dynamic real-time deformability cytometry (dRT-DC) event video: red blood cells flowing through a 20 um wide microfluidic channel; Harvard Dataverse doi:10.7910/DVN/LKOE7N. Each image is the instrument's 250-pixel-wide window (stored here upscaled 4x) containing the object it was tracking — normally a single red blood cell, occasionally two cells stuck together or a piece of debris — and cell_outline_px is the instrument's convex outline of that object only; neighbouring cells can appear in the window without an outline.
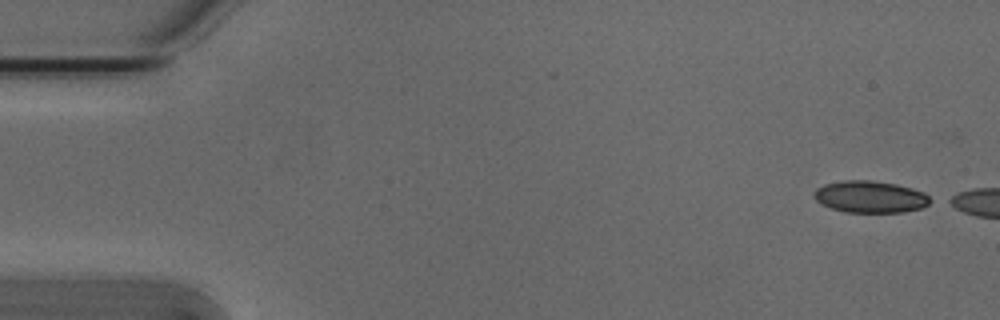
{"species": "Egyptian fruit bat (a non-hibernating species)", "species_latin": "Rousettus aegyptiacus", "temperature_condition": "cold", "stored_images_in_passage": 5, "camera_frame_rate_fps": 3000, "um_per_image_px": 0.085, "animal": {"sex": "male"}, "frame": {"image": 1, "passage_image": 1, "time_ms": 0.0, "image_size_px": [1000, 320], "cell_outline_px": [[936, 200], [920, 208], [904, 212], [844, 212], [820, 204], [812, 196], [812, 192], [816, 188], [824, 184], [844, 180], [872, 180], [896, 184], [912, 188], [924, 192]], "centroid_in_image_um": [73.97, 16.72], "position_along_channel_um": 11.0, "area_um2": 21.91}}